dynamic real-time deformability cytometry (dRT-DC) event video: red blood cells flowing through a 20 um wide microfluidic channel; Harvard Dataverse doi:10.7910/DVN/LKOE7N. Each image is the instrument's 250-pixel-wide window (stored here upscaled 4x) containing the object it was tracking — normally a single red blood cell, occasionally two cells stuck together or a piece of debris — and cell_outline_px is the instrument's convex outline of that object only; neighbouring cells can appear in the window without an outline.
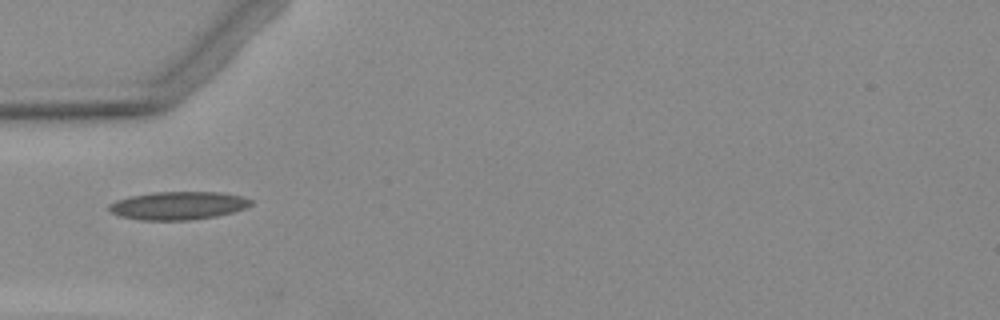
{"species": "Egyptian fruit bat (a non-hibernating species)", "species_latin": "Rousettus aegyptiacus", "temperature_condition": "warm", "stored_images_in_passage": 1, "camera_frame_rate_fps": 3000, "um_per_image_px": 0.085, "animal": {"sex": "female"}, "frame": {"image": 1, "passage_image": 1, "time_ms": 0.0, "image_size_px": [1000, 320], "cell_outline_px": [[252, 204], [244, 208], [232, 212], [216, 216], [192, 220], [140, 220], [120, 216], [112, 212], [108, 208], [108, 204], [116, 200], [132, 196], [152, 192], [224, 192], [240, 196], [252, 200]], "centroid_in_image_um": [15.13, 17.47], "position_along_channel_um": 69.9, "area_um2": 23.18}}